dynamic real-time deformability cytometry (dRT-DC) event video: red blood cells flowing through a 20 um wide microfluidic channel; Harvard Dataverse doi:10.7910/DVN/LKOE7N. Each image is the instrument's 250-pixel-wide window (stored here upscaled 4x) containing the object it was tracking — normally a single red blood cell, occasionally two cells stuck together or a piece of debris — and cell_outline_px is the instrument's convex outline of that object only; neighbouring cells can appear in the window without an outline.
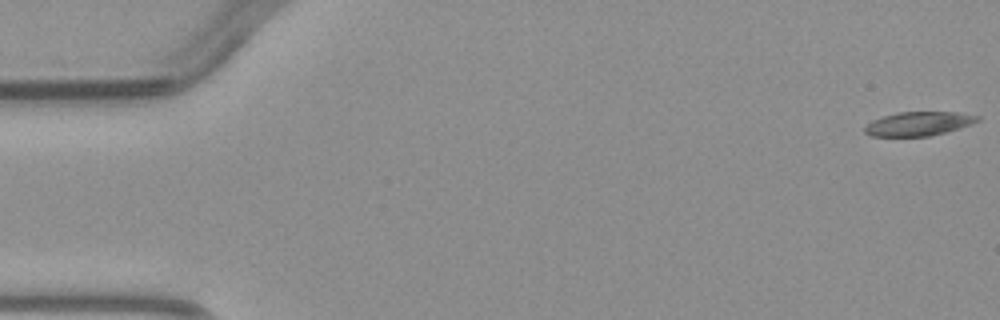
{"species": "common noctule bat (a hibernating species)", "species_latin": "Nyctalus noctula", "temperature_condition": "warm", "stored_images_in_passage": 6, "camera_frame_rate_fps": 3000, "um_per_image_px": 0.085, "animal": {"sex": "male", "body_mass_g": 23.1, "forearm_length_mm": 52.7}, "frame": {"image": 1, "passage_image": 1, "time_ms": 0.0, "image_size_px": [1000, 320], "cell_outline_px": [[980, 120], [972, 124], [944, 132], [928, 136], [872, 136], [864, 132], [864, 128], [872, 120], [896, 112], [960, 112], [980, 116]], "centroid_in_image_um": [78.09, 10.5], "position_along_channel_um": 6.9, "area_um2": 15.66}}
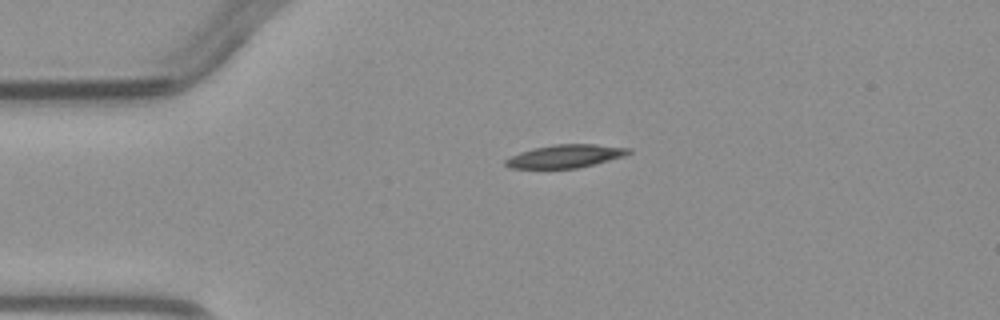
{"frame": {"image": 2, "passage_image": 4, "time_ms": 3.333, "image_size_px": [1000, 320], "cell_outline_px": [[632, 152], [624, 156], [576, 168], [512, 168], [504, 164], [504, 160], [520, 152], [532, 148], [556, 144], [596, 144], [632, 148]], "centroid_in_image_um": [48.07, 13.26], "position_along_channel_um": 36.9, "area_um2": 16.42}}
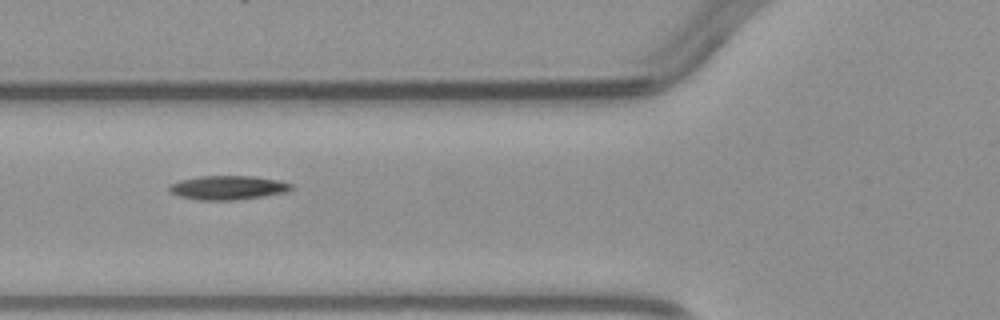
{"frame": {"image": 3, "passage_image": 6, "time_ms": 5.667, "image_size_px": [1000, 320], "cell_outline_px": [[296, 188], [288, 192], [236, 200], [200, 200], [180, 196], [172, 192], [168, 188], [168, 184], [180, 180], [200, 176], [252, 176], [276, 180], [292, 184]], "centroid_in_image_um": [19.39, 15.95], "position_along_channel_um": 106.4, "area_um2": 17.05}}